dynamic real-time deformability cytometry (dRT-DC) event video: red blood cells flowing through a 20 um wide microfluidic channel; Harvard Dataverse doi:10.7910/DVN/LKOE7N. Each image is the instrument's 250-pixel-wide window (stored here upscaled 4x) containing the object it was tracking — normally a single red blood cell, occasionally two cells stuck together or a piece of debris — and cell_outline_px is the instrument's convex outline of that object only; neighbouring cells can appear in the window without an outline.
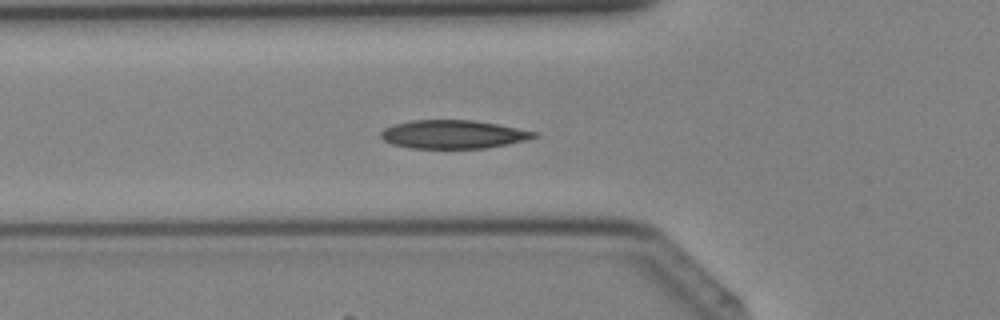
{"species": "Egyptian fruit bat (a non-hibernating species)", "species_latin": "Rousettus aegyptiacus", "temperature_condition": "cold", "stored_images_in_passage": 40, "camera_frame_rate_fps": 3000, "um_per_image_px": 0.085, "animal": {"sex": "female"}, "frame": {"image": 1, "passage_image": 14, "time_ms": 4.333, "image_size_px": [1000, 320], "cell_outline_px": [[540, 136], [508, 144], [484, 148], [412, 148], [392, 144], [384, 140], [380, 136], [380, 132], [384, 128], [392, 124], [412, 120], [472, 120], [496, 124], [540, 132]], "centroid_in_image_um": [38.52, 11.41], "position_along_channel_um": 87.3, "area_um2": 25.43}}
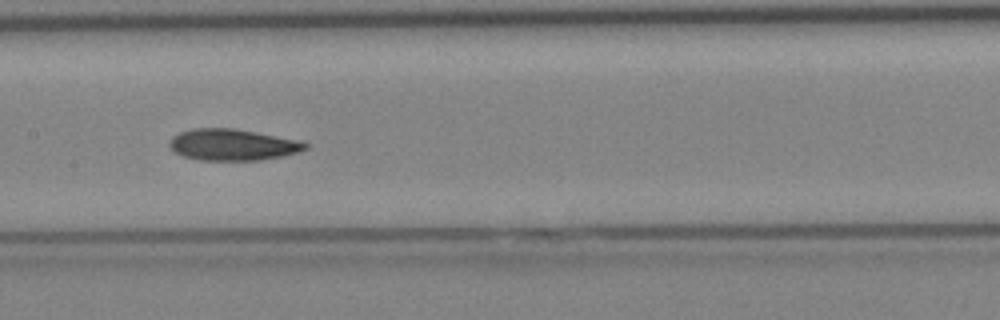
{"frame": {"image": 2, "passage_image": 20, "time_ms": 6.333, "image_size_px": [1000, 320], "cell_outline_px": [[308, 148], [296, 152], [280, 156], [260, 160], [200, 160], [184, 156], [176, 152], [168, 144], [172, 136], [180, 132], [192, 128], [232, 128], [256, 132], [300, 140], [308, 144]], "centroid_in_image_um": [19.76, 12.29], "position_along_channel_um": 187.6, "area_um2": 24.68}}
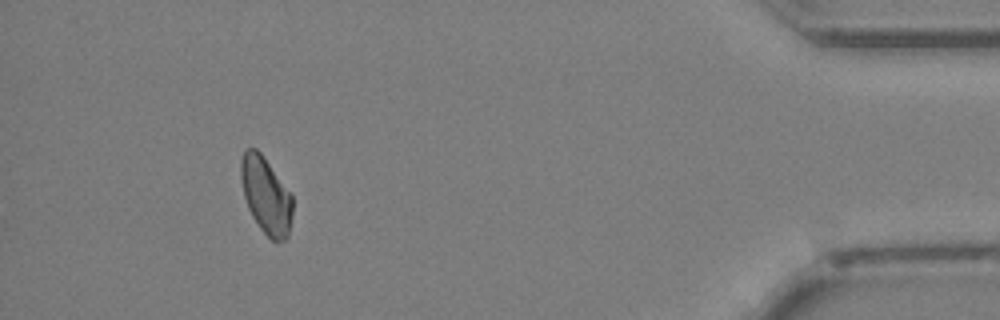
{"frame": {"image": 3, "passage_image": 37, "time_ms": 12.0, "image_size_px": [1000, 320], "cell_outline_px": [[292, 212], [288, 236], [284, 240], [276, 244], [260, 228], [252, 216], [248, 208], [244, 196], [240, 176], [240, 160], [244, 152], [248, 148], [256, 148], [260, 152], [292, 196]], "centroid_in_image_um": [22.59, 16.63], "position_along_channel_um": 412.6, "area_um2": 22.83}}